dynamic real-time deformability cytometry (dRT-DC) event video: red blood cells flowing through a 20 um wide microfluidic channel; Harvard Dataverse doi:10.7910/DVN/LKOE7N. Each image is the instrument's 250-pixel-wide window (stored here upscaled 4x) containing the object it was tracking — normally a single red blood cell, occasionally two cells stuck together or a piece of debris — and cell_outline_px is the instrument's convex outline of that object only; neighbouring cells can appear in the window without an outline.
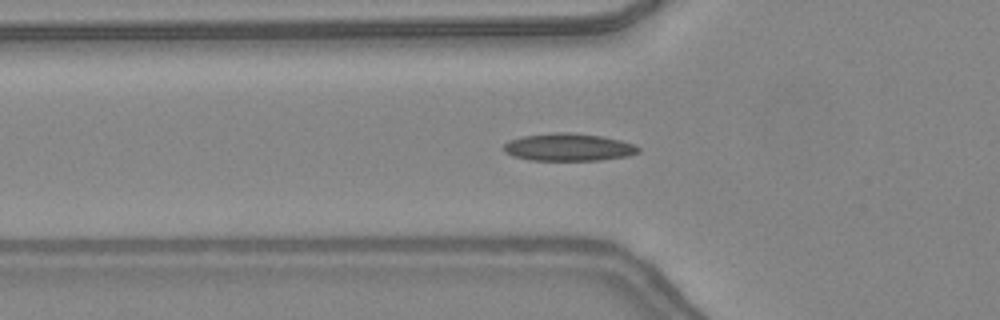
{"species": "common noctule bat (a hibernating species)", "species_latin": "Nyctalus noctula", "temperature_condition": "warm", "stored_images_in_passage": 47, "camera_frame_rate_fps": 3000, "um_per_image_px": 0.085, "animal": {"sex": "female", "body_mass_g": 24.6, "forearm_length_mm": 56.2}, "frame": {"image": 1, "passage_image": 16, "time_ms": 5.0, "image_size_px": [1000, 320], "cell_outline_px": [[640, 152], [628, 156], [600, 160], [532, 160], [512, 156], [504, 152], [504, 144], [508, 140], [520, 136], [552, 132], [572, 132], [600, 136], [620, 140], [636, 144], [640, 148]], "centroid_in_image_um": [48.31, 12.5], "position_along_channel_um": 77.5, "area_um2": 21.85}}
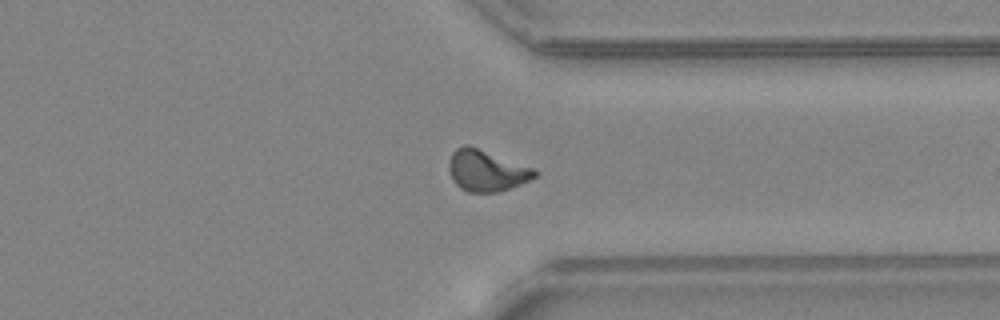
{"frame": {"image": 2, "passage_image": 36, "time_ms": 11.667, "image_size_px": [1000, 320], "cell_outline_px": [[540, 172], [536, 176], [520, 184], [496, 192], [468, 192], [460, 188], [452, 180], [448, 168], [448, 160], [452, 152], [456, 148], [464, 144], [468, 144], [536, 168]], "centroid_in_image_um": [41.34, 14.48], "position_along_channel_um": 370.1, "area_um2": 20.92}}
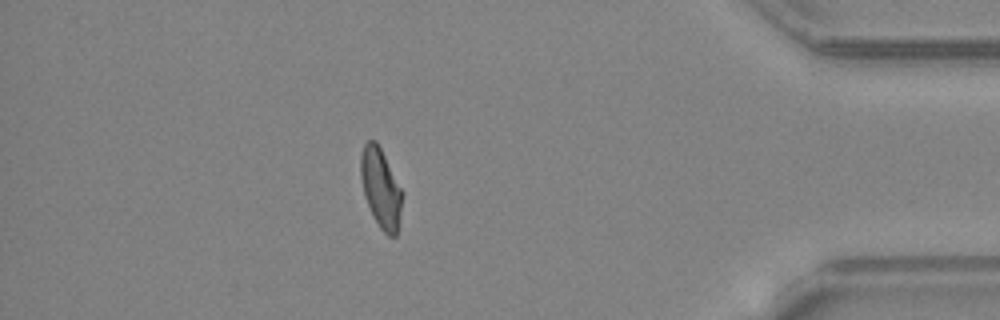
{"frame": {"image": 3, "passage_image": 41, "time_ms": 13.333, "image_size_px": [1000, 320], "cell_outline_px": [[404, 192], [396, 236], [388, 236], [380, 228], [372, 216], [364, 196], [360, 176], [360, 156], [364, 144], [368, 140], [376, 140]], "centroid_in_image_um": [32.36, 15.99], "position_along_channel_um": 402.8, "area_um2": 19.42}, "authors_computed_cell_mechanics": {"area_um2": 19.5364, "velocity_mm_per_s": 4.3838, "shape_relaxation_time_tau1_ms": 6.187, "shape_relaxation_time_tau2_ms": 1.6783, "deformation_change_tau1": 0.2148, "deformation_change_tau2": 0.0678}}